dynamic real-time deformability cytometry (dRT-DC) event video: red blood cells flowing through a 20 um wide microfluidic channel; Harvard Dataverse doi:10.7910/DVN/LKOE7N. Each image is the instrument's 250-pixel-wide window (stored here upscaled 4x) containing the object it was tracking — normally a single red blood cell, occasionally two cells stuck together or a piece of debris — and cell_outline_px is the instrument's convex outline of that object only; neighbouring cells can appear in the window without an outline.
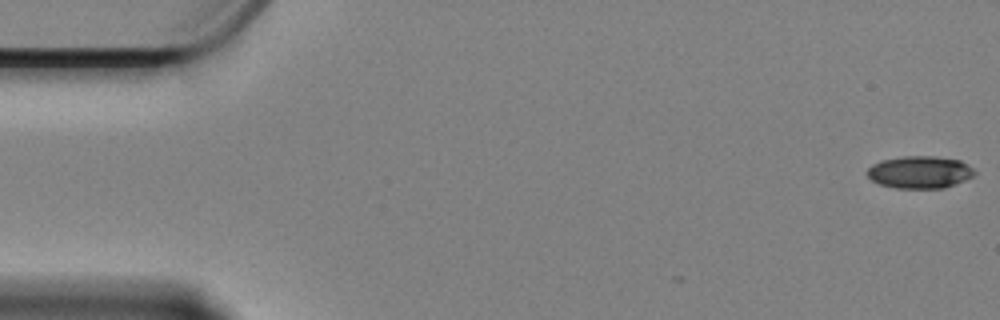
{"species": "Egyptian fruit bat (a non-hibernating species)", "species_latin": "Rousettus aegyptiacus", "temperature_condition": "cold", "stored_images_in_passage": 5, "camera_frame_rate_fps": 3000, "um_per_image_px": 0.085, "animal": {"sex": "female"}, "frame": {"image": 1, "passage_image": 1, "time_ms": 0.0, "image_size_px": [1000, 320], "cell_outline_px": [[976, 172], [972, 176], [964, 180], [944, 188], [896, 188], [880, 184], [872, 180], [868, 176], [868, 168], [872, 164], [880, 160], [904, 156], [936, 156], [960, 160], [968, 164]], "centroid_in_image_um": [78.18, 14.62], "position_along_channel_um": 6.8, "area_um2": 20.17}}